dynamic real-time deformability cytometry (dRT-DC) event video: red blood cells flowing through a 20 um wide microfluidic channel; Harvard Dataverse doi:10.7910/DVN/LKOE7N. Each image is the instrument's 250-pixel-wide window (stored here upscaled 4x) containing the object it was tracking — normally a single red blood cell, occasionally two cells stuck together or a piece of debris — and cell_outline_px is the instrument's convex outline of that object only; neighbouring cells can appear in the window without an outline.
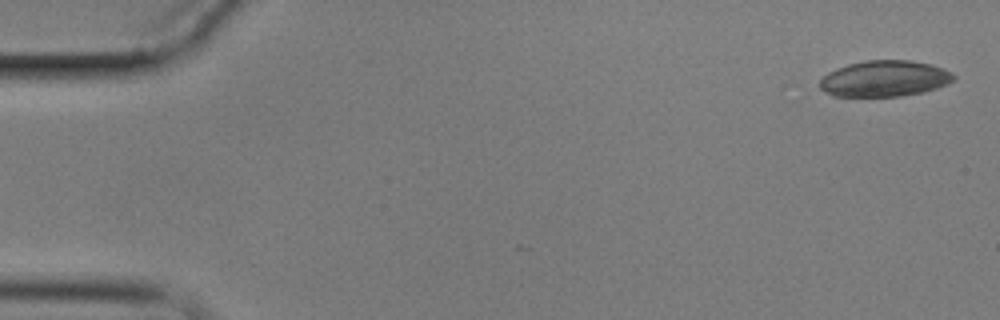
{"species": "common noctule bat (a hibernating species)", "species_latin": "Nyctalus noctula", "temperature_condition": "cold", "stored_images_in_passage": 6, "camera_frame_rate_fps": 3000, "um_per_image_px": 0.085, "animal": {"sex": "male", "body_mass_g": 17.9}, "frame": {"image": 1, "passage_image": 1, "time_ms": 0.0, "image_size_px": [1000, 320], "cell_outline_px": [[956, 76], [948, 84], [924, 92], [900, 96], [832, 96], [820, 88], [820, 80], [828, 72], [848, 64], [864, 60], [908, 60], [932, 64]], "centroid_in_image_um": [75.17, 6.68], "position_along_channel_um": 9.8, "area_um2": 27.98}}
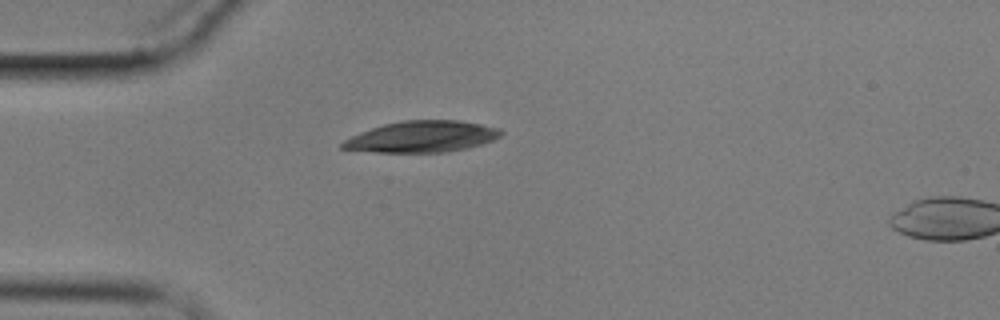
{"frame": {"image": 2, "passage_image": 5, "time_ms": 4.667, "image_size_px": [1000, 320], "cell_outline_px": [[504, 132], [500, 136], [492, 140], [468, 148], [448, 152], [376, 152], [340, 148], [340, 144], [344, 140], [360, 132], [384, 124], [404, 120], [460, 120], [500, 128]], "centroid_in_image_um": [35.88, 11.61], "position_along_channel_um": 49.1, "area_um2": 28.78}}